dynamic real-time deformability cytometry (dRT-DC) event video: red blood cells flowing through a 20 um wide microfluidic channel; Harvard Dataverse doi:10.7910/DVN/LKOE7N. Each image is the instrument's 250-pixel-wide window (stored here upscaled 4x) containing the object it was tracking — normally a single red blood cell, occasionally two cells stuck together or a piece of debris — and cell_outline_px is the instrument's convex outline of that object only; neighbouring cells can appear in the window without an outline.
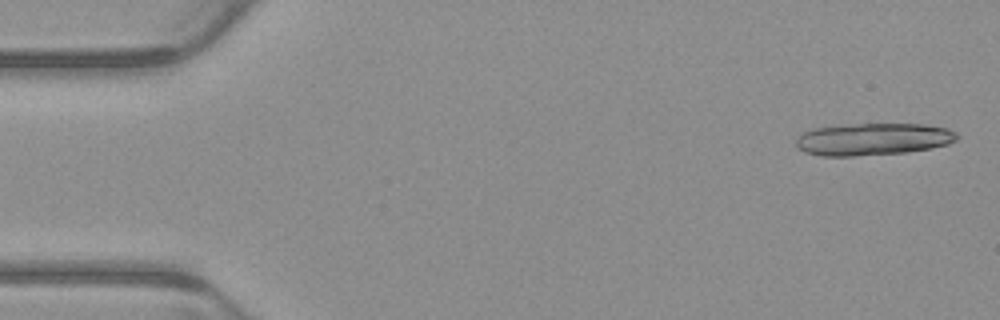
{"species": "common noctule bat (a hibernating species)", "species_latin": "Nyctalus noctula", "temperature_condition": "warm", "stored_images_in_passage": 6, "camera_frame_rate_fps": 3000, "um_per_image_px": 0.085, "animal": {"sex": "male", "body_mass_g": 23.1, "forearm_length_mm": 52.7}, "frame": {"image": 1, "passage_image": 1, "time_ms": 0.0, "image_size_px": [1000, 320], "cell_outline_px": [[960, 136], [956, 140], [948, 144], [932, 148], [908, 152], [852, 156], [820, 156], [804, 152], [796, 148], [796, 140], [804, 132], [812, 128], [840, 124], [924, 124], [948, 128], [956, 132]], "centroid_in_image_um": [74.2, 11.83], "position_along_channel_um": 10.8, "area_um2": 30.58}}
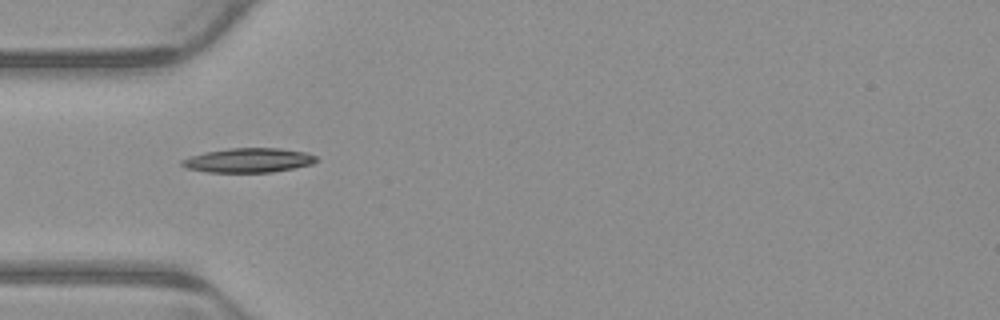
{"frame": {"image": 2, "passage_image": 5, "time_ms": 1.333, "image_size_px": [1000, 320], "cell_outline_px": [[320, 160], [312, 164], [272, 172], [208, 172], [188, 168], [180, 164], [180, 160], [204, 152], [228, 148], [280, 148], [308, 152], [316, 156]], "centroid_in_image_um": [21.16, 13.61], "position_along_channel_um": 63.8, "area_um2": 19.13}}
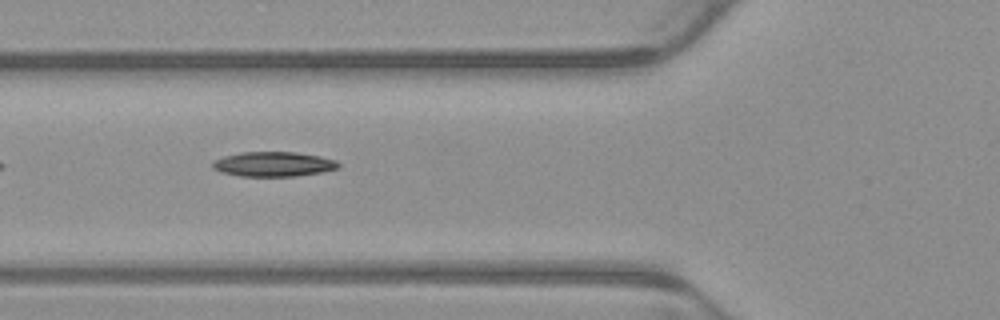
{"frame": {"image": 3, "passage_image": 6, "time_ms": 1.667, "image_size_px": [1000, 320], "cell_outline_px": [[340, 168], [324, 172], [296, 176], [240, 176], [220, 172], [212, 168], [212, 160], [224, 156], [240, 152], [296, 152], [320, 156], [336, 160], [340, 164]], "centroid_in_image_um": [23.25, 13.95], "position_along_channel_um": 102.6, "area_um2": 18.38}}